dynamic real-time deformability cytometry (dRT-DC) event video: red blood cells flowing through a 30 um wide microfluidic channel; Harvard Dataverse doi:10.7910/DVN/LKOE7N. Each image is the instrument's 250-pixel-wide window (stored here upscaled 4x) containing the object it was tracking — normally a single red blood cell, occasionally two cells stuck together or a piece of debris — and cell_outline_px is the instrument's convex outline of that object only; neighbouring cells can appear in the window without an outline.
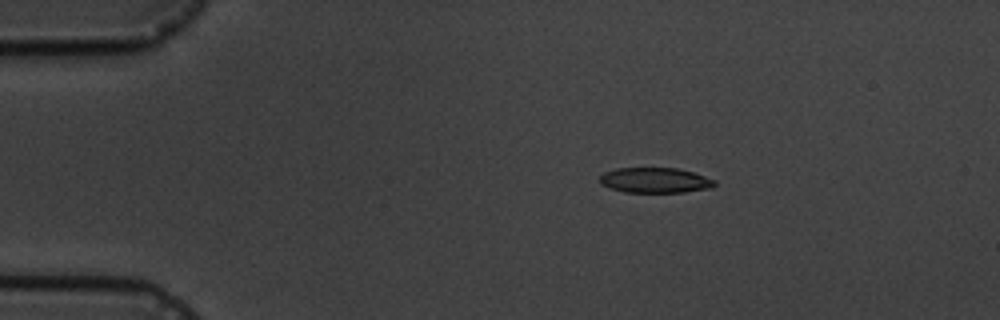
{"species": "common noctule bat (a hibernating species)", "species_latin": "Nyctalus noctula", "temperature_condition": "cold", "stored_images_in_passage": 5, "camera_frame_rate_fps": 3000, "um_per_image_px": 0.085, "animal": {"sex": "male", "body_mass_g": 19.5, "forearm_length_mm": 54.6}, "frame": {"image": 1, "passage_image": 3, "time_ms": 3.333, "image_size_px": [1000, 320], "cell_outline_px": [[716, 184], [712, 188], [684, 192], [624, 192], [608, 188], [600, 184], [600, 176], [604, 172], [616, 168], [676, 168], [692, 172], [716, 180]], "centroid_in_image_um": [55.66, 15.33], "position_along_channel_um": 29.3, "area_um2": 16.99}}